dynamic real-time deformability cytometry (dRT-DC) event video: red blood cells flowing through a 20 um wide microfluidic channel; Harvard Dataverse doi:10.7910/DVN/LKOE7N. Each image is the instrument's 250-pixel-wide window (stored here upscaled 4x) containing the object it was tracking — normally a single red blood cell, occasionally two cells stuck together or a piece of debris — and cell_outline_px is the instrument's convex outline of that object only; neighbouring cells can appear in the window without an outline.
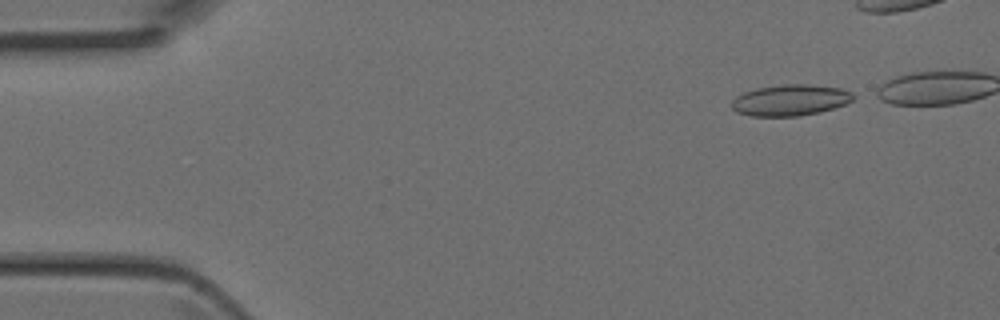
{"species": "Egyptian fruit bat (a non-hibernating species)", "species_latin": "Rousettus aegyptiacus", "temperature_condition": "room temperature", "stored_images_in_passage": 5, "camera_frame_rate_fps": 3000, "um_per_image_px": 0.085, "animal": {"sex": "female"}, "frame": {"image": 1, "passage_image": 1, "time_ms": 0.0, "image_size_px": [1000, 320], "cell_outline_px": [[860, 96], [844, 104], [820, 112], [800, 116], [752, 116], [736, 112], [732, 108], [732, 100], [736, 96], [744, 92], [756, 88], [784, 84], [808, 84], [840, 88], [852, 92]], "centroid_in_image_um": [67.2, 8.51], "position_along_channel_um": 17.8, "area_um2": 22.2}}